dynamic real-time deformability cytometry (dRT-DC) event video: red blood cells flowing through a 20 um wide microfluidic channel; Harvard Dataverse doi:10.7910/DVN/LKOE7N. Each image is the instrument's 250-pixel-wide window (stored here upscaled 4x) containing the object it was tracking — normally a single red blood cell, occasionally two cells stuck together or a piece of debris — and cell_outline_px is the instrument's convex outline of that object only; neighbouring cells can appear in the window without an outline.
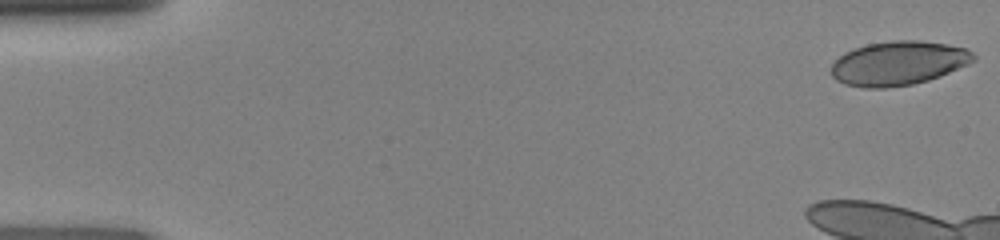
{"species": "human", "species_latin": "Homo sapiens", "temperature_condition": "room temperature", "stored_images_in_passage": 11, "camera_frame_rate_fps": 3000, "um_per_image_px": 0.085, "donor": {"sex": "female"}, "frame": {"image": 1, "passage_image": 1, "time_ms": 0.0, "image_size_px": [1000, 240], "cell_outline_px": [[976, 60], [968, 64], [940, 76], [928, 80], [912, 84], [884, 88], [864, 88], [844, 84], [836, 80], [832, 76], [832, 64], [844, 52], [868, 44], [896, 40], [916, 40], [944, 44], [964, 48], [972, 52], [976, 56]], "centroid_in_image_um": [76.35, 5.38], "position_along_channel_um": 8.6, "area_um2": 36.3}}